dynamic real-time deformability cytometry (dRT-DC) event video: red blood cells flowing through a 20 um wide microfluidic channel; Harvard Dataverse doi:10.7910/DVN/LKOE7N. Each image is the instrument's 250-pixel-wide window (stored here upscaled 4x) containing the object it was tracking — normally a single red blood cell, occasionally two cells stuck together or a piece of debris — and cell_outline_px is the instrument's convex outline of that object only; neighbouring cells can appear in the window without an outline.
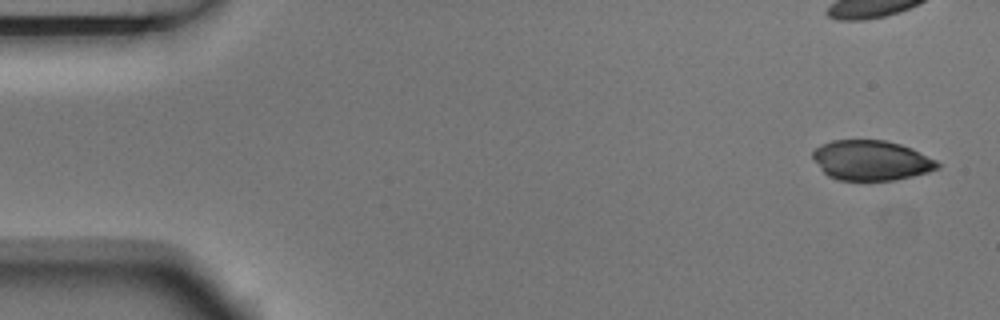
{"species": "Egyptian fruit bat (a non-hibernating species)", "species_latin": "Rousettus aegyptiacus", "temperature_condition": "room temperature", "stored_images_in_passage": 10, "camera_frame_rate_fps": 3000, "um_per_image_px": 0.085, "animal": {"sex": "male"}, "frame": {"image": 1, "passage_image": 1, "time_ms": 0.0, "image_size_px": [1000, 320], "cell_outline_px": [[940, 168], [928, 172], [896, 180], [840, 180], [828, 176], [820, 168], [812, 156], [812, 152], [820, 144], [832, 140], [884, 140], [900, 144], [912, 148], [936, 160], [940, 164]], "centroid_in_image_um": [74.06, 13.63], "position_along_channel_um": 10.9, "area_um2": 29.07}}